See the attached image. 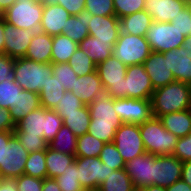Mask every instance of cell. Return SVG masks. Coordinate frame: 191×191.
Returning a JSON list of instances; mask_svg holds the SVG:
<instances>
[{
	"instance_id": "74e56055",
	"label": "cell",
	"mask_w": 191,
	"mask_h": 191,
	"mask_svg": "<svg viewBox=\"0 0 191 191\" xmlns=\"http://www.w3.org/2000/svg\"><path fill=\"white\" fill-rule=\"evenodd\" d=\"M61 191H83V187L79 183L78 168L74 162L67 166L62 175L55 178Z\"/></svg>"
},
{
	"instance_id": "03108f58",
	"label": "cell",
	"mask_w": 191,
	"mask_h": 191,
	"mask_svg": "<svg viewBox=\"0 0 191 191\" xmlns=\"http://www.w3.org/2000/svg\"><path fill=\"white\" fill-rule=\"evenodd\" d=\"M131 191H145V187L134 186Z\"/></svg>"
},
{
	"instance_id": "f5cc1de1",
	"label": "cell",
	"mask_w": 191,
	"mask_h": 191,
	"mask_svg": "<svg viewBox=\"0 0 191 191\" xmlns=\"http://www.w3.org/2000/svg\"><path fill=\"white\" fill-rule=\"evenodd\" d=\"M85 2L86 0H47L48 5L63 6L71 15H78L85 10Z\"/></svg>"
},
{
	"instance_id": "816d5d0a",
	"label": "cell",
	"mask_w": 191,
	"mask_h": 191,
	"mask_svg": "<svg viewBox=\"0 0 191 191\" xmlns=\"http://www.w3.org/2000/svg\"><path fill=\"white\" fill-rule=\"evenodd\" d=\"M3 80H15L14 59L6 54H0V83Z\"/></svg>"
},
{
	"instance_id": "f6af8a7d",
	"label": "cell",
	"mask_w": 191,
	"mask_h": 191,
	"mask_svg": "<svg viewBox=\"0 0 191 191\" xmlns=\"http://www.w3.org/2000/svg\"><path fill=\"white\" fill-rule=\"evenodd\" d=\"M85 104L71 91H65L64 96L53 109L58 114H72L77 112Z\"/></svg>"
},
{
	"instance_id": "89a4df30",
	"label": "cell",
	"mask_w": 191,
	"mask_h": 191,
	"mask_svg": "<svg viewBox=\"0 0 191 191\" xmlns=\"http://www.w3.org/2000/svg\"><path fill=\"white\" fill-rule=\"evenodd\" d=\"M188 113H189V116H190V119H191V104H190V106L188 107Z\"/></svg>"
},
{
	"instance_id": "cb8c5ba5",
	"label": "cell",
	"mask_w": 191,
	"mask_h": 191,
	"mask_svg": "<svg viewBox=\"0 0 191 191\" xmlns=\"http://www.w3.org/2000/svg\"><path fill=\"white\" fill-rule=\"evenodd\" d=\"M51 53L52 36L39 31L33 35L24 57L40 63H51Z\"/></svg>"
},
{
	"instance_id": "9c48e42d",
	"label": "cell",
	"mask_w": 191,
	"mask_h": 191,
	"mask_svg": "<svg viewBox=\"0 0 191 191\" xmlns=\"http://www.w3.org/2000/svg\"><path fill=\"white\" fill-rule=\"evenodd\" d=\"M78 179L84 190L97 191L100 184L114 171L99 157H75Z\"/></svg>"
},
{
	"instance_id": "4dcf8cb0",
	"label": "cell",
	"mask_w": 191,
	"mask_h": 191,
	"mask_svg": "<svg viewBox=\"0 0 191 191\" xmlns=\"http://www.w3.org/2000/svg\"><path fill=\"white\" fill-rule=\"evenodd\" d=\"M45 159L47 167V178H56L63 174L66 167L75 160V155H68L57 152L49 147L45 150Z\"/></svg>"
},
{
	"instance_id": "1f68e13d",
	"label": "cell",
	"mask_w": 191,
	"mask_h": 191,
	"mask_svg": "<svg viewBox=\"0 0 191 191\" xmlns=\"http://www.w3.org/2000/svg\"><path fill=\"white\" fill-rule=\"evenodd\" d=\"M63 85L52 75L39 93L40 105L46 109H54L65 94Z\"/></svg>"
},
{
	"instance_id": "11a10c76",
	"label": "cell",
	"mask_w": 191,
	"mask_h": 191,
	"mask_svg": "<svg viewBox=\"0 0 191 191\" xmlns=\"http://www.w3.org/2000/svg\"><path fill=\"white\" fill-rule=\"evenodd\" d=\"M13 136V131L0 132V168L4 165L5 146Z\"/></svg>"
},
{
	"instance_id": "5b68a950",
	"label": "cell",
	"mask_w": 191,
	"mask_h": 191,
	"mask_svg": "<svg viewBox=\"0 0 191 191\" xmlns=\"http://www.w3.org/2000/svg\"><path fill=\"white\" fill-rule=\"evenodd\" d=\"M43 5L34 0H17L2 17L5 22L16 28L30 29L39 32L42 21Z\"/></svg>"
},
{
	"instance_id": "2e32d148",
	"label": "cell",
	"mask_w": 191,
	"mask_h": 191,
	"mask_svg": "<svg viewBox=\"0 0 191 191\" xmlns=\"http://www.w3.org/2000/svg\"><path fill=\"white\" fill-rule=\"evenodd\" d=\"M143 66L154 89L175 81L171 69H169L168 55H164L162 52L152 51L144 61Z\"/></svg>"
},
{
	"instance_id": "7bdbcfd3",
	"label": "cell",
	"mask_w": 191,
	"mask_h": 191,
	"mask_svg": "<svg viewBox=\"0 0 191 191\" xmlns=\"http://www.w3.org/2000/svg\"><path fill=\"white\" fill-rule=\"evenodd\" d=\"M121 124H104L90 122L88 133L100 141L111 143L114 140L116 130Z\"/></svg>"
},
{
	"instance_id": "5bb4252c",
	"label": "cell",
	"mask_w": 191,
	"mask_h": 191,
	"mask_svg": "<svg viewBox=\"0 0 191 191\" xmlns=\"http://www.w3.org/2000/svg\"><path fill=\"white\" fill-rule=\"evenodd\" d=\"M183 162L173 155L154 156L153 185L168 187L181 179Z\"/></svg>"
},
{
	"instance_id": "db71d44e",
	"label": "cell",
	"mask_w": 191,
	"mask_h": 191,
	"mask_svg": "<svg viewBox=\"0 0 191 191\" xmlns=\"http://www.w3.org/2000/svg\"><path fill=\"white\" fill-rule=\"evenodd\" d=\"M16 125L14 124L10 110L0 107V132L1 131H13Z\"/></svg>"
},
{
	"instance_id": "4fadbf2b",
	"label": "cell",
	"mask_w": 191,
	"mask_h": 191,
	"mask_svg": "<svg viewBox=\"0 0 191 191\" xmlns=\"http://www.w3.org/2000/svg\"><path fill=\"white\" fill-rule=\"evenodd\" d=\"M29 152L14 135L5 146L4 165L0 168L2 178H17L24 174Z\"/></svg>"
},
{
	"instance_id": "484cf974",
	"label": "cell",
	"mask_w": 191,
	"mask_h": 191,
	"mask_svg": "<svg viewBox=\"0 0 191 191\" xmlns=\"http://www.w3.org/2000/svg\"><path fill=\"white\" fill-rule=\"evenodd\" d=\"M114 45L115 43L97 40L96 37L89 35L78 44V47L97 65L112 55Z\"/></svg>"
},
{
	"instance_id": "8d00e7d4",
	"label": "cell",
	"mask_w": 191,
	"mask_h": 191,
	"mask_svg": "<svg viewBox=\"0 0 191 191\" xmlns=\"http://www.w3.org/2000/svg\"><path fill=\"white\" fill-rule=\"evenodd\" d=\"M24 174L40 179L47 178L45 150L29 153L25 163Z\"/></svg>"
},
{
	"instance_id": "60d3db41",
	"label": "cell",
	"mask_w": 191,
	"mask_h": 191,
	"mask_svg": "<svg viewBox=\"0 0 191 191\" xmlns=\"http://www.w3.org/2000/svg\"><path fill=\"white\" fill-rule=\"evenodd\" d=\"M52 74L57 78L61 85H63L66 91L72 90L75 79L78 78L68 62L52 63Z\"/></svg>"
},
{
	"instance_id": "d590c367",
	"label": "cell",
	"mask_w": 191,
	"mask_h": 191,
	"mask_svg": "<svg viewBox=\"0 0 191 191\" xmlns=\"http://www.w3.org/2000/svg\"><path fill=\"white\" fill-rule=\"evenodd\" d=\"M105 142L89 133L78 136L75 157H99Z\"/></svg>"
},
{
	"instance_id": "91938a15",
	"label": "cell",
	"mask_w": 191,
	"mask_h": 191,
	"mask_svg": "<svg viewBox=\"0 0 191 191\" xmlns=\"http://www.w3.org/2000/svg\"><path fill=\"white\" fill-rule=\"evenodd\" d=\"M181 179L191 186V160L183 162Z\"/></svg>"
},
{
	"instance_id": "ba28073f",
	"label": "cell",
	"mask_w": 191,
	"mask_h": 191,
	"mask_svg": "<svg viewBox=\"0 0 191 191\" xmlns=\"http://www.w3.org/2000/svg\"><path fill=\"white\" fill-rule=\"evenodd\" d=\"M145 37L151 51L162 53L183 46L186 39L171 22L157 21L151 23Z\"/></svg>"
},
{
	"instance_id": "6da1fadb",
	"label": "cell",
	"mask_w": 191,
	"mask_h": 191,
	"mask_svg": "<svg viewBox=\"0 0 191 191\" xmlns=\"http://www.w3.org/2000/svg\"><path fill=\"white\" fill-rule=\"evenodd\" d=\"M190 104L191 85L179 81L156 88L151 97L152 115L157 118L186 110Z\"/></svg>"
},
{
	"instance_id": "ee69618b",
	"label": "cell",
	"mask_w": 191,
	"mask_h": 191,
	"mask_svg": "<svg viewBox=\"0 0 191 191\" xmlns=\"http://www.w3.org/2000/svg\"><path fill=\"white\" fill-rule=\"evenodd\" d=\"M115 15L120 19L145 10V0H113Z\"/></svg>"
},
{
	"instance_id": "7402d4cb",
	"label": "cell",
	"mask_w": 191,
	"mask_h": 191,
	"mask_svg": "<svg viewBox=\"0 0 191 191\" xmlns=\"http://www.w3.org/2000/svg\"><path fill=\"white\" fill-rule=\"evenodd\" d=\"M91 120L90 122L104 124H122L114 109V99L107 95L99 96L88 105Z\"/></svg>"
},
{
	"instance_id": "d4e9b609",
	"label": "cell",
	"mask_w": 191,
	"mask_h": 191,
	"mask_svg": "<svg viewBox=\"0 0 191 191\" xmlns=\"http://www.w3.org/2000/svg\"><path fill=\"white\" fill-rule=\"evenodd\" d=\"M41 107L39 94L22 89L18 94L17 104L10 108L14 124H18L28 113Z\"/></svg>"
},
{
	"instance_id": "bcb514c9",
	"label": "cell",
	"mask_w": 191,
	"mask_h": 191,
	"mask_svg": "<svg viewBox=\"0 0 191 191\" xmlns=\"http://www.w3.org/2000/svg\"><path fill=\"white\" fill-rule=\"evenodd\" d=\"M85 10L96 16L115 15L113 0H86Z\"/></svg>"
},
{
	"instance_id": "681fc988",
	"label": "cell",
	"mask_w": 191,
	"mask_h": 191,
	"mask_svg": "<svg viewBox=\"0 0 191 191\" xmlns=\"http://www.w3.org/2000/svg\"><path fill=\"white\" fill-rule=\"evenodd\" d=\"M172 155L181 162L191 160V132L185 137L178 138L176 148Z\"/></svg>"
},
{
	"instance_id": "b9f144b4",
	"label": "cell",
	"mask_w": 191,
	"mask_h": 191,
	"mask_svg": "<svg viewBox=\"0 0 191 191\" xmlns=\"http://www.w3.org/2000/svg\"><path fill=\"white\" fill-rule=\"evenodd\" d=\"M99 158L102 163L111 167L113 170L124 169L126 166L124 159L113 142L105 143Z\"/></svg>"
},
{
	"instance_id": "30bf717a",
	"label": "cell",
	"mask_w": 191,
	"mask_h": 191,
	"mask_svg": "<svg viewBox=\"0 0 191 191\" xmlns=\"http://www.w3.org/2000/svg\"><path fill=\"white\" fill-rule=\"evenodd\" d=\"M125 163L146 153L138 124L122 123L113 140Z\"/></svg>"
},
{
	"instance_id": "680465c9",
	"label": "cell",
	"mask_w": 191,
	"mask_h": 191,
	"mask_svg": "<svg viewBox=\"0 0 191 191\" xmlns=\"http://www.w3.org/2000/svg\"><path fill=\"white\" fill-rule=\"evenodd\" d=\"M42 191H61V189L54 178H44Z\"/></svg>"
},
{
	"instance_id": "e575fe53",
	"label": "cell",
	"mask_w": 191,
	"mask_h": 191,
	"mask_svg": "<svg viewBox=\"0 0 191 191\" xmlns=\"http://www.w3.org/2000/svg\"><path fill=\"white\" fill-rule=\"evenodd\" d=\"M133 187L134 184L124 168L114 170L107 179L100 184L97 191H131Z\"/></svg>"
},
{
	"instance_id": "be15d7a7",
	"label": "cell",
	"mask_w": 191,
	"mask_h": 191,
	"mask_svg": "<svg viewBox=\"0 0 191 191\" xmlns=\"http://www.w3.org/2000/svg\"><path fill=\"white\" fill-rule=\"evenodd\" d=\"M183 47L187 50V53L190 56L189 58L191 59V35L186 37Z\"/></svg>"
},
{
	"instance_id": "836d02e7",
	"label": "cell",
	"mask_w": 191,
	"mask_h": 191,
	"mask_svg": "<svg viewBox=\"0 0 191 191\" xmlns=\"http://www.w3.org/2000/svg\"><path fill=\"white\" fill-rule=\"evenodd\" d=\"M77 136L65 125L57 132L48 147L64 154L75 155L77 149Z\"/></svg>"
},
{
	"instance_id": "83f0119b",
	"label": "cell",
	"mask_w": 191,
	"mask_h": 191,
	"mask_svg": "<svg viewBox=\"0 0 191 191\" xmlns=\"http://www.w3.org/2000/svg\"><path fill=\"white\" fill-rule=\"evenodd\" d=\"M91 19L92 15L87 10H83L78 15H71L67 19V24L62 34L79 44L84 38L89 36L88 23Z\"/></svg>"
},
{
	"instance_id": "f907efd6",
	"label": "cell",
	"mask_w": 191,
	"mask_h": 191,
	"mask_svg": "<svg viewBox=\"0 0 191 191\" xmlns=\"http://www.w3.org/2000/svg\"><path fill=\"white\" fill-rule=\"evenodd\" d=\"M18 191H42L43 179L23 174L17 177Z\"/></svg>"
},
{
	"instance_id": "7a4b0ae2",
	"label": "cell",
	"mask_w": 191,
	"mask_h": 191,
	"mask_svg": "<svg viewBox=\"0 0 191 191\" xmlns=\"http://www.w3.org/2000/svg\"><path fill=\"white\" fill-rule=\"evenodd\" d=\"M63 126L62 117L53 109L39 107L28 113L13 130L14 135L43 137L50 143Z\"/></svg>"
},
{
	"instance_id": "603a6c76",
	"label": "cell",
	"mask_w": 191,
	"mask_h": 191,
	"mask_svg": "<svg viewBox=\"0 0 191 191\" xmlns=\"http://www.w3.org/2000/svg\"><path fill=\"white\" fill-rule=\"evenodd\" d=\"M164 55H168L169 69H171L175 81L191 85V59L187 50L181 46L164 52Z\"/></svg>"
},
{
	"instance_id": "003e7915",
	"label": "cell",
	"mask_w": 191,
	"mask_h": 191,
	"mask_svg": "<svg viewBox=\"0 0 191 191\" xmlns=\"http://www.w3.org/2000/svg\"><path fill=\"white\" fill-rule=\"evenodd\" d=\"M36 3L38 4H42V5H45L47 4V0H34Z\"/></svg>"
},
{
	"instance_id": "277c9868",
	"label": "cell",
	"mask_w": 191,
	"mask_h": 191,
	"mask_svg": "<svg viewBox=\"0 0 191 191\" xmlns=\"http://www.w3.org/2000/svg\"><path fill=\"white\" fill-rule=\"evenodd\" d=\"M15 82L22 89L40 93L52 76V63H40L25 57L14 59Z\"/></svg>"
},
{
	"instance_id": "d6986e66",
	"label": "cell",
	"mask_w": 191,
	"mask_h": 191,
	"mask_svg": "<svg viewBox=\"0 0 191 191\" xmlns=\"http://www.w3.org/2000/svg\"><path fill=\"white\" fill-rule=\"evenodd\" d=\"M71 92L85 105H89L96 98L105 94L103 84L96 70L87 75L78 76Z\"/></svg>"
},
{
	"instance_id": "f546056e",
	"label": "cell",
	"mask_w": 191,
	"mask_h": 191,
	"mask_svg": "<svg viewBox=\"0 0 191 191\" xmlns=\"http://www.w3.org/2000/svg\"><path fill=\"white\" fill-rule=\"evenodd\" d=\"M78 48V44L64 34L52 36L51 63H66Z\"/></svg>"
},
{
	"instance_id": "94428289",
	"label": "cell",
	"mask_w": 191,
	"mask_h": 191,
	"mask_svg": "<svg viewBox=\"0 0 191 191\" xmlns=\"http://www.w3.org/2000/svg\"><path fill=\"white\" fill-rule=\"evenodd\" d=\"M4 18L0 15V54H4Z\"/></svg>"
},
{
	"instance_id": "4316f807",
	"label": "cell",
	"mask_w": 191,
	"mask_h": 191,
	"mask_svg": "<svg viewBox=\"0 0 191 191\" xmlns=\"http://www.w3.org/2000/svg\"><path fill=\"white\" fill-rule=\"evenodd\" d=\"M119 20L121 32L136 36H146L147 30L153 22L146 10L127 15Z\"/></svg>"
},
{
	"instance_id": "44dd1931",
	"label": "cell",
	"mask_w": 191,
	"mask_h": 191,
	"mask_svg": "<svg viewBox=\"0 0 191 191\" xmlns=\"http://www.w3.org/2000/svg\"><path fill=\"white\" fill-rule=\"evenodd\" d=\"M187 6V0H145V10L153 21L171 22Z\"/></svg>"
},
{
	"instance_id": "8992f818",
	"label": "cell",
	"mask_w": 191,
	"mask_h": 191,
	"mask_svg": "<svg viewBox=\"0 0 191 191\" xmlns=\"http://www.w3.org/2000/svg\"><path fill=\"white\" fill-rule=\"evenodd\" d=\"M151 49L145 36H136L120 32L112 55L126 66L143 64Z\"/></svg>"
},
{
	"instance_id": "9f6ffc18",
	"label": "cell",
	"mask_w": 191,
	"mask_h": 191,
	"mask_svg": "<svg viewBox=\"0 0 191 191\" xmlns=\"http://www.w3.org/2000/svg\"><path fill=\"white\" fill-rule=\"evenodd\" d=\"M0 191H18L16 178H2L0 182Z\"/></svg>"
},
{
	"instance_id": "a7ac6f4b",
	"label": "cell",
	"mask_w": 191,
	"mask_h": 191,
	"mask_svg": "<svg viewBox=\"0 0 191 191\" xmlns=\"http://www.w3.org/2000/svg\"><path fill=\"white\" fill-rule=\"evenodd\" d=\"M187 6L190 8L191 10V0H187Z\"/></svg>"
},
{
	"instance_id": "c3c4849f",
	"label": "cell",
	"mask_w": 191,
	"mask_h": 191,
	"mask_svg": "<svg viewBox=\"0 0 191 191\" xmlns=\"http://www.w3.org/2000/svg\"><path fill=\"white\" fill-rule=\"evenodd\" d=\"M171 23L186 37L191 35V10L188 6L171 20Z\"/></svg>"
},
{
	"instance_id": "e0dca14e",
	"label": "cell",
	"mask_w": 191,
	"mask_h": 191,
	"mask_svg": "<svg viewBox=\"0 0 191 191\" xmlns=\"http://www.w3.org/2000/svg\"><path fill=\"white\" fill-rule=\"evenodd\" d=\"M154 156V154L144 153L126 163L125 170L134 186L153 185Z\"/></svg>"
},
{
	"instance_id": "8fae6325",
	"label": "cell",
	"mask_w": 191,
	"mask_h": 191,
	"mask_svg": "<svg viewBox=\"0 0 191 191\" xmlns=\"http://www.w3.org/2000/svg\"><path fill=\"white\" fill-rule=\"evenodd\" d=\"M114 109L122 123L139 125L153 116L151 99H114Z\"/></svg>"
},
{
	"instance_id": "f1b7e54d",
	"label": "cell",
	"mask_w": 191,
	"mask_h": 191,
	"mask_svg": "<svg viewBox=\"0 0 191 191\" xmlns=\"http://www.w3.org/2000/svg\"><path fill=\"white\" fill-rule=\"evenodd\" d=\"M159 119L163 126L178 138L185 137L191 132V119L188 109L165 114Z\"/></svg>"
},
{
	"instance_id": "7dc6e473",
	"label": "cell",
	"mask_w": 191,
	"mask_h": 191,
	"mask_svg": "<svg viewBox=\"0 0 191 191\" xmlns=\"http://www.w3.org/2000/svg\"><path fill=\"white\" fill-rule=\"evenodd\" d=\"M20 141L22 146L29 152L46 150L48 143L43 137L39 136H27V135H15Z\"/></svg>"
},
{
	"instance_id": "6f0895ef",
	"label": "cell",
	"mask_w": 191,
	"mask_h": 191,
	"mask_svg": "<svg viewBox=\"0 0 191 191\" xmlns=\"http://www.w3.org/2000/svg\"><path fill=\"white\" fill-rule=\"evenodd\" d=\"M165 191H191V186L180 179L171 186L165 187Z\"/></svg>"
},
{
	"instance_id": "ac0fdd59",
	"label": "cell",
	"mask_w": 191,
	"mask_h": 191,
	"mask_svg": "<svg viewBox=\"0 0 191 191\" xmlns=\"http://www.w3.org/2000/svg\"><path fill=\"white\" fill-rule=\"evenodd\" d=\"M88 32L89 35L96 37L97 40L116 43L121 32L120 20L116 15H92V19L88 23Z\"/></svg>"
},
{
	"instance_id": "f35d334b",
	"label": "cell",
	"mask_w": 191,
	"mask_h": 191,
	"mask_svg": "<svg viewBox=\"0 0 191 191\" xmlns=\"http://www.w3.org/2000/svg\"><path fill=\"white\" fill-rule=\"evenodd\" d=\"M77 76L87 75L96 70V64L78 47L68 62Z\"/></svg>"
},
{
	"instance_id": "ffe728a7",
	"label": "cell",
	"mask_w": 191,
	"mask_h": 191,
	"mask_svg": "<svg viewBox=\"0 0 191 191\" xmlns=\"http://www.w3.org/2000/svg\"><path fill=\"white\" fill-rule=\"evenodd\" d=\"M71 16L68 11L58 4L43 5L42 21L39 31L50 36L62 34L67 19Z\"/></svg>"
},
{
	"instance_id": "3957f363",
	"label": "cell",
	"mask_w": 191,
	"mask_h": 191,
	"mask_svg": "<svg viewBox=\"0 0 191 191\" xmlns=\"http://www.w3.org/2000/svg\"><path fill=\"white\" fill-rule=\"evenodd\" d=\"M139 129L146 153L155 156L173 154L178 137L169 132L159 118L152 116L139 124Z\"/></svg>"
},
{
	"instance_id": "e7e4bbea",
	"label": "cell",
	"mask_w": 191,
	"mask_h": 191,
	"mask_svg": "<svg viewBox=\"0 0 191 191\" xmlns=\"http://www.w3.org/2000/svg\"><path fill=\"white\" fill-rule=\"evenodd\" d=\"M145 191H165V187L149 185L145 187Z\"/></svg>"
},
{
	"instance_id": "9a60e30c",
	"label": "cell",
	"mask_w": 191,
	"mask_h": 191,
	"mask_svg": "<svg viewBox=\"0 0 191 191\" xmlns=\"http://www.w3.org/2000/svg\"><path fill=\"white\" fill-rule=\"evenodd\" d=\"M35 31L16 28L4 20V54L13 59L25 56Z\"/></svg>"
},
{
	"instance_id": "ab89813d",
	"label": "cell",
	"mask_w": 191,
	"mask_h": 191,
	"mask_svg": "<svg viewBox=\"0 0 191 191\" xmlns=\"http://www.w3.org/2000/svg\"><path fill=\"white\" fill-rule=\"evenodd\" d=\"M20 91L22 88L15 81L3 80L0 83V107L10 110L17 104Z\"/></svg>"
},
{
	"instance_id": "6125c7cd",
	"label": "cell",
	"mask_w": 191,
	"mask_h": 191,
	"mask_svg": "<svg viewBox=\"0 0 191 191\" xmlns=\"http://www.w3.org/2000/svg\"><path fill=\"white\" fill-rule=\"evenodd\" d=\"M17 0H0V15L12 6Z\"/></svg>"
},
{
	"instance_id": "7c38bea8",
	"label": "cell",
	"mask_w": 191,
	"mask_h": 191,
	"mask_svg": "<svg viewBox=\"0 0 191 191\" xmlns=\"http://www.w3.org/2000/svg\"><path fill=\"white\" fill-rule=\"evenodd\" d=\"M154 90L143 64L127 66L124 79L126 98L151 99Z\"/></svg>"
},
{
	"instance_id": "52a82bcc",
	"label": "cell",
	"mask_w": 191,
	"mask_h": 191,
	"mask_svg": "<svg viewBox=\"0 0 191 191\" xmlns=\"http://www.w3.org/2000/svg\"><path fill=\"white\" fill-rule=\"evenodd\" d=\"M96 71L107 95L113 99L126 98L124 79L127 66L125 64L111 55L96 65Z\"/></svg>"
},
{
	"instance_id": "d6a6232c",
	"label": "cell",
	"mask_w": 191,
	"mask_h": 191,
	"mask_svg": "<svg viewBox=\"0 0 191 191\" xmlns=\"http://www.w3.org/2000/svg\"><path fill=\"white\" fill-rule=\"evenodd\" d=\"M59 115L62 117L63 125L67 126L77 137L88 133L91 120L88 105H84L75 113Z\"/></svg>"
}]
</instances>
